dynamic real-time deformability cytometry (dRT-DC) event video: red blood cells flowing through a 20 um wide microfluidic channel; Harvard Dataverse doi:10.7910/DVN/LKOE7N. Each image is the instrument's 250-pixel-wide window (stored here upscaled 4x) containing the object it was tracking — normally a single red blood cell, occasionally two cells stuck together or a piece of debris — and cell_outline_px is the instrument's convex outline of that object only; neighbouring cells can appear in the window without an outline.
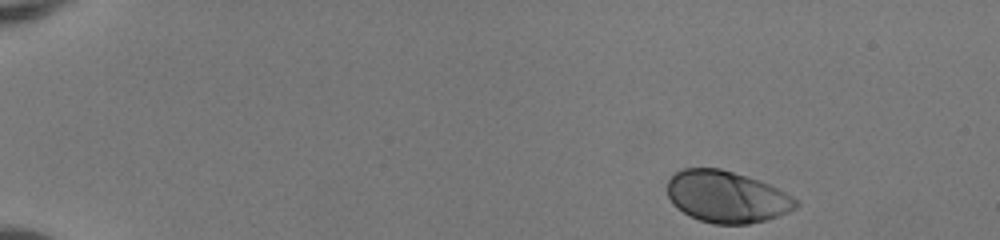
{"species": "human", "species_latin": "Homo sapiens", "temperature_condition": "room temperature", "stored_images_in_passage": 46, "camera_frame_rate_fps": 3000, "um_per_image_px": 0.085, "donor": {"sex": "female"}, "frame": {"image": 1, "passage_image": 1, "time_ms": 0.0, "image_size_px": [1000, 240], "cell_outline_px": [[800, 204], [796, 208], [788, 212], [768, 220], [748, 224], [712, 224], [688, 216], [676, 208], [672, 204], [668, 196], [668, 180], [676, 172], [684, 168], [720, 168], [748, 176], [760, 180], [792, 196]], "centroid_in_image_um": [61.76, 16.73], "position_along_channel_um": 23.2, "area_um2": 38.96}}
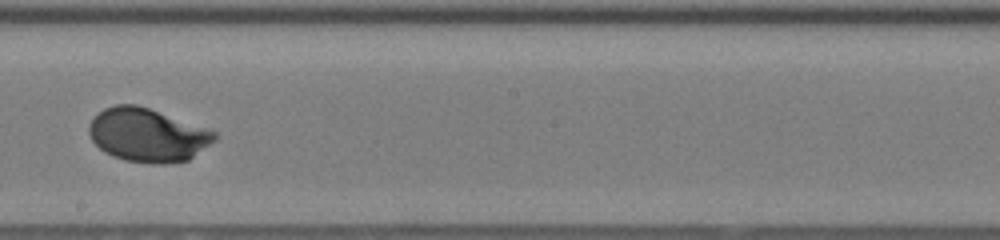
{"frame": {"image": 2, "passage_image": 26, "time_ms": 8.333, "image_size_px": [1000, 240], "cell_outline_px": [[216, 140], [188, 160], [164, 164], [152, 164], [124, 160], [112, 156], [104, 152], [92, 140], [88, 132], [88, 124], [104, 108], [116, 104], [136, 104], [208, 128], [216, 132]], "centroid_in_image_um": [12.54, 11.48], "position_along_channel_um": 235.7, "area_um2": 39.13}}
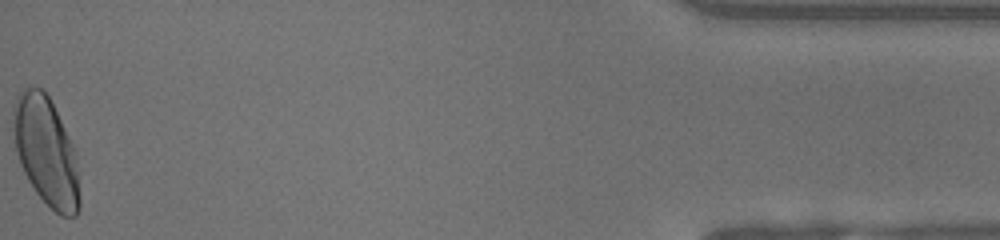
{"frame": {"image": 3, "passage_image": 46, "time_ms": 15.0, "image_size_px": [1000, 240], "cell_outline_px": [[80, 208], [76, 216], [60, 216], [36, 192], [28, 180], [20, 164], [16, 152], [12, 128], [12, 104], [20, 88], [40, 88], [48, 96], [76, 152], [80, 196]], "centroid_in_image_um": [3.89, 12.86], "position_along_channel_um": 431.3, "area_um2": 42.08}, "authors_computed_cell_mechanics": {"area_um2": 38.4081, "velocity_mm_per_s": 4.0866, "shape_relaxation_time_tau1_ms": 2.2392, "shape_relaxation_time_tau2_ms": null, "deformation_change_tau1": 0.1441, "deformation_change_tau2": null}}